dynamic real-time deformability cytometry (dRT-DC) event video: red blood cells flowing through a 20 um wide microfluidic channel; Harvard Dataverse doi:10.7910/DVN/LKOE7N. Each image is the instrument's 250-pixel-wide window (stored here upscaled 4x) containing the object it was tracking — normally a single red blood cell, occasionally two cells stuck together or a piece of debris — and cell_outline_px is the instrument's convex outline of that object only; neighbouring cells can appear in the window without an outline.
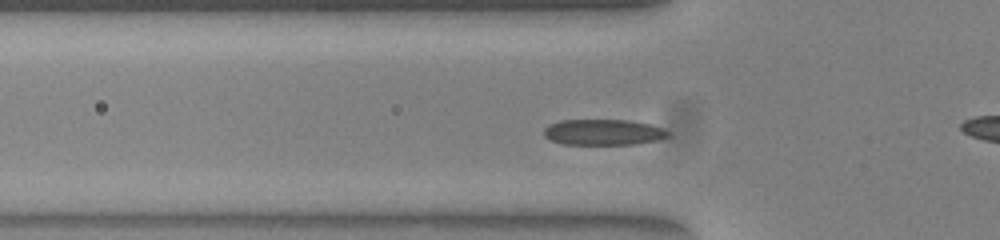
{"species": "common noctule bat (a hibernating species)", "species_latin": "Nyctalus noctula", "temperature_condition": "warm", "stored_images_in_passage": 49, "camera_frame_rate_fps": 3000, "um_per_image_px": 0.085, "animal": {"sex": "female", "body_mass_g": 23.0, "forearm_length_mm": 53.4}, "frame": {"image": 1, "passage_image": 12, "time_ms": 3.667, "image_size_px": [1000, 240], "cell_outline_px": [[668, 136], [656, 140], [636, 144], [560, 144], [544, 136], [544, 128], [548, 124], [560, 120], [628, 120], [648, 124], [660, 128], [668, 132]], "centroid_in_image_um": [51.21, 11.23], "position_along_channel_um": 74.6, "area_um2": 18.5}}
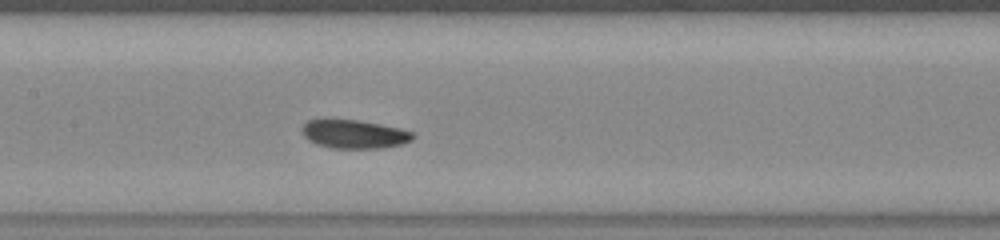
{"frame": {"image": 2, "passage_image": 20, "time_ms": 6.333, "image_size_px": [1000, 240], "cell_outline_px": [[416, 136], [412, 140], [404, 144], [384, 148], [336, 148], [316, 144], [308, 140], [304, 136], [300, 128], [308, 120], [320, 116], [324, 116], [356, 120], [380, 124], [400, 128], [416, 132]], "centroid_in_image_um": [30.08, 11.36], "position_along_channel_um": 177.3, "area_um2": 19.31}}
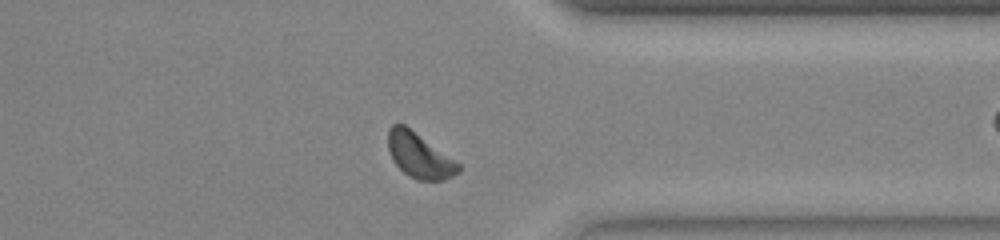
{"frame": {"image": 3, "passage_image": 36, "time_ms": 11.667, "image_size_px": [1000, 240], "cell_outline_px": [[460, 172], [444, 180], [416, 180], [408, 176], [392, 160], [388, 148], [388, 128], [392, 124], [404, 124], [460, 164]], "centroid_in_image_um": [35.62, 13.22], "position_along_channel_um": 375.8, "area_um2": 18.26}, "authors_computed_cell_mechanics": {"area_um2": 18.4382, "velocity_mm_per_s": 3.8394, "shape_relaxation_time_tau1_ms": 3.0109, "shape_relaxation_time_tau2_ms": 3.0086, "deformation_change_tau1": 0.1019, "deformation_change_tau2": 0.0845}}